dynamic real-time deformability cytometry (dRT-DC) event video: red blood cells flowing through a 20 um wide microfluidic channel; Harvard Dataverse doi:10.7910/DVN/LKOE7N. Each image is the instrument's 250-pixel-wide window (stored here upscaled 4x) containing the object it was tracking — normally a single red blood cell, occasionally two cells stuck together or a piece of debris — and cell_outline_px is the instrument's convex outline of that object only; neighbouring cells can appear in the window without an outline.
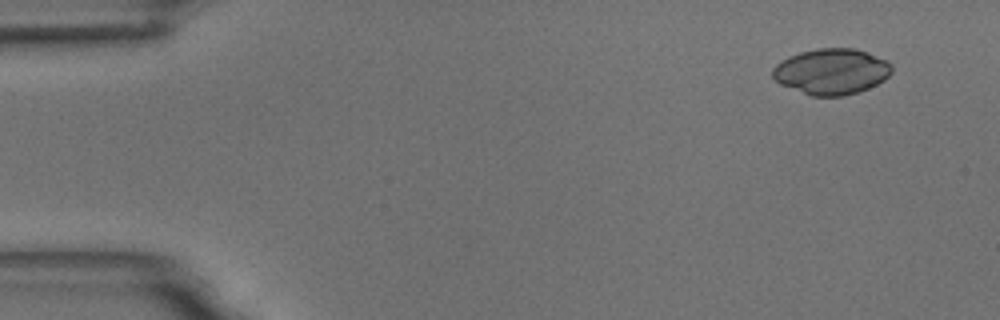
{"species": "common noctule bat (a hibernating species)", "species_latin": "Nyctalus noctula", "temperature_condition": "room temperature", "stored_images_in_passage": 45, "camera_frame_rate_fps": 3000, "um_per_image_px": 0.085, "animal": {"sex": "male", "body_mass_g": 18.8}, "frame": {"image": 1, "passage_image": 1, "time_ms": 0.0, "image_size_px": [1000, 320], "cell_outline_px": [[892, 72], [884, 80], [868, 88], [856, 92], [840, 96], [812, 96], [780, 84], [772, 76], [772, 68], [776, 64], [788, 56], [800, 52], [816, 48], [852, 48], [868, 52], [888, 60], [892, 64]], "centroid_in_image_um": [70.68, 6.06], "position_along_channel_um": 14.3, "area_um2": 31.91}}